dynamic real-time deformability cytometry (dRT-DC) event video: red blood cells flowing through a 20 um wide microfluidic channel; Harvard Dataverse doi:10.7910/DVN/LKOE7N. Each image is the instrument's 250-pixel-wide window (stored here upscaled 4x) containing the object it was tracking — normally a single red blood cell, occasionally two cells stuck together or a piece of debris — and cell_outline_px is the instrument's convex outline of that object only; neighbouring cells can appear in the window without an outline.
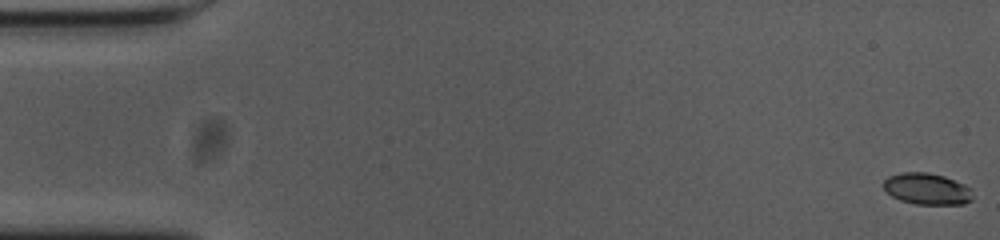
{"species": "common noctule bat (a hibernating species)", "species_latin": "Nyctalus noctula", "temperature_condition": "cold", "stored_images_in_passage": 56, "camera_frame_rate_fps": 3000, "um_per_image_px": 0.085, "animal": {"sex": "female", "body_mass_g": 23.0, "forearm_length_mm": 53.4}, "frame": {"image": 1, "passage_image": 1, "time_ms": 0.0, "image_size_px": [1000, 240], "cell_outline_px": [[972, 200], [964, 204], [916, 204], [900, 200], [892, 196], [884, 188], [884, 180], [888, 176], [904, 172], [928, 172], [944, 176], [964, 184], [972, 188]], "centroid_in_image_um": [78.82, 16.05], "position_along_channel_um": 6.2, "area_um2": 16.36}}
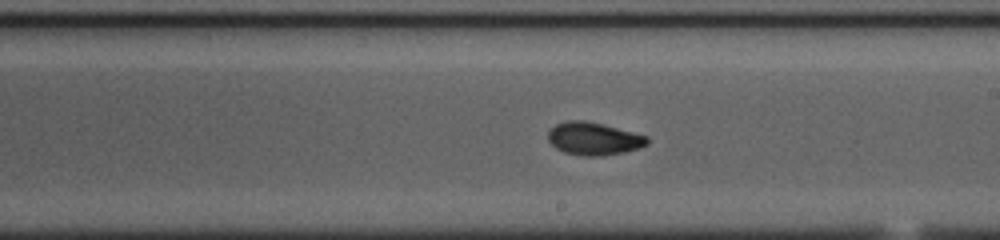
{"frame": {"image": 2, "passage_image": 32, "time_ms": 10.333, "image_size_px": [1000, 240], "cell_outline_px": [[648, 144], [624, 152], [600, 156], [584, 156], [564, 152], [556, 148], [548, 140], [548, 132], [556, 124], [568, 120], [584, 120], [604, 124], [648, 136]], "centroid_in_image_um": [50.46, 11.78], "position_along_channel_um": 238.5, "area_um2": 18.84}}
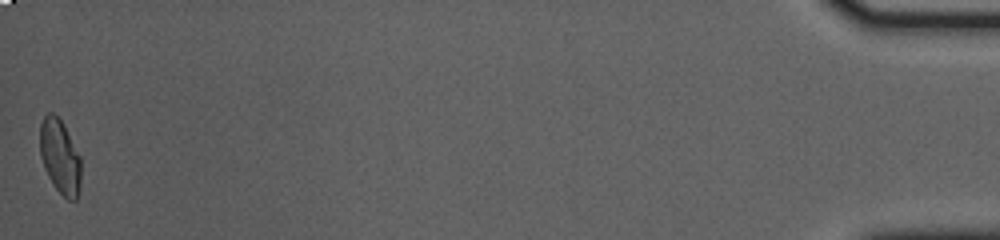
{"frame": {"image": 3, "passage_image": 56, "time_ms": 18.333, "image_size_px": [1000, 240], "cell_outline_px": [[80, 188], [76, 200], [68, 200], [52, 184], [44, 168], [40, 156], [40, 124], [44, 116], [48, 112], [52, 112], [64, 124], [80, 156]], "centroid_in_image_um": [5.09, 13.31], "position_along_channel_um": 430.1, "area_um2": 17.8}, "authors_computed_cell_mechanics": {"area_um2": 18.0625, "velocity_mm_per_s": 3.6585, "shape_relaxation_time_tau1_ms": 7.5969, "shape_relaxation_time_tau2_ms": 2.3508, "deformation_change_tau1": 0.1955, "deformation_change_tau2": 0.0568}}